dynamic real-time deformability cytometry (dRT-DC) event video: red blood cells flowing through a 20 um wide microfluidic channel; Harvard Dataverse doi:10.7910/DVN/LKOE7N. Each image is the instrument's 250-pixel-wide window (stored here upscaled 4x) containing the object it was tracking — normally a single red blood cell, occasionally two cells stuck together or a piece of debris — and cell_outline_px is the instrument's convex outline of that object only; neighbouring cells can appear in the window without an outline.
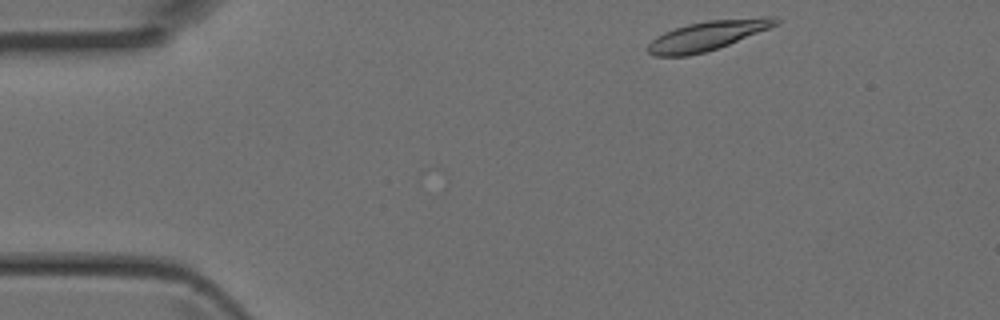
{"species": "Egyptian fruit bat (a non-hibernating species)", "species_latin": "Rousettus aegyptiacus", "temperature_condition": "room temperature", "stored_images_in_passage": 4, "camera_frame_rate_fps": 3000, "um_per_image_px": 0.085, "animal": {"sex": "female"}, "frame": {"image": 1, "passage_image": 1, "time_ms": 0.0, "image_size_px": [1000, 320], "cell_outline_px": [[780, 20], [776, 24], [768, 28], [728, 44], [704, 52], [688, 56], [656, 56], [648, 52], [648, 44], [656, 36], [664, 32], [688, 24], [708, 20], [760, 16], [772, 16]], "centroid_in_image_um": [60.11, 3.01], "position_along_channel_um": 24.9, "area_um2": 21.68}}
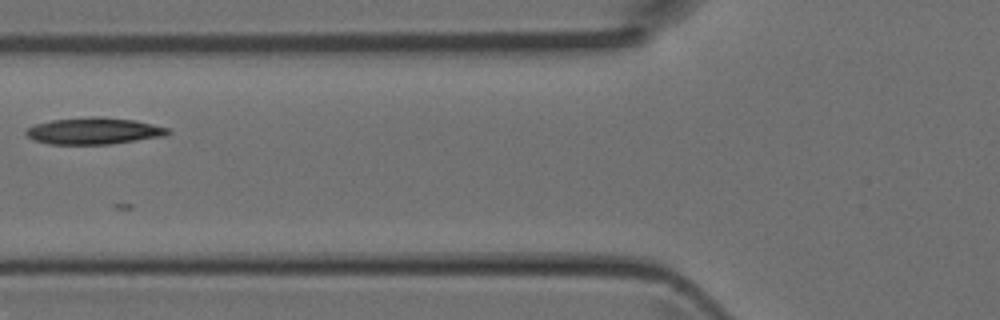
{"frame": {"image": 2, "passage_image": 4, "time_ms": 1.0, "image_size_px": [1000, 320], "cell_outline_px": [[172, 132], [164, 136], [112, 144], [48, 144], [32, 140], [24, 132], [28, 128], [36, 124], [52, 120], [88, 116], [104, 116], [136, 120], [168, 128]], "centroid_in_image_um": [7.98, 11.12], "position_along_channel_um": 117.8, "area_um2": 22.25}}